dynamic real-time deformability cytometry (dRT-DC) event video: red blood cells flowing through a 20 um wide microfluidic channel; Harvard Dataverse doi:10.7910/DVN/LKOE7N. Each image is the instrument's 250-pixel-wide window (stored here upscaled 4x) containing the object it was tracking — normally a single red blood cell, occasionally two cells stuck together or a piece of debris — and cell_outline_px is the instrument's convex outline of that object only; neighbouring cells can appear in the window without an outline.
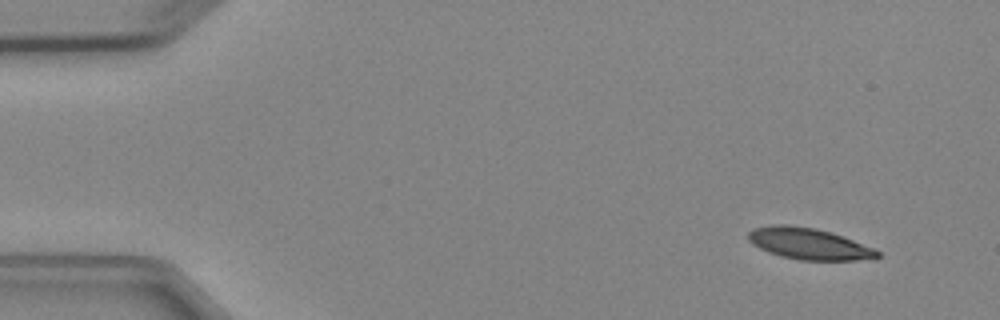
{"species": "Egyptian fruit bat (a non-hibernating species)", "species_latin": "Rousettus aegyptiacus", "temperature_condition": "cold", "stored_images_in_passage": 3, "camera_frame_rate_fps": 3000, "um_per_image_px": 0.085, "animal": {"sex": "female"}, "frame": {"image": 1, "passage_image": 1, "time_ms": 0.0, "image_size_px": [1000, 320], "cell_outline_px": [[880, 256], [856, 260], [800, 260], [780, 256], [768, 252], [752, 244], [748, 240], [748, 232], [752, 228], [772, 224], [788, 224], [816, 228], [876, 248], [880, 252]], "centroid_in_image_um": [68.7, 20.71], "position_along_channel_um": 16.3, "area_um2": 23.58}}
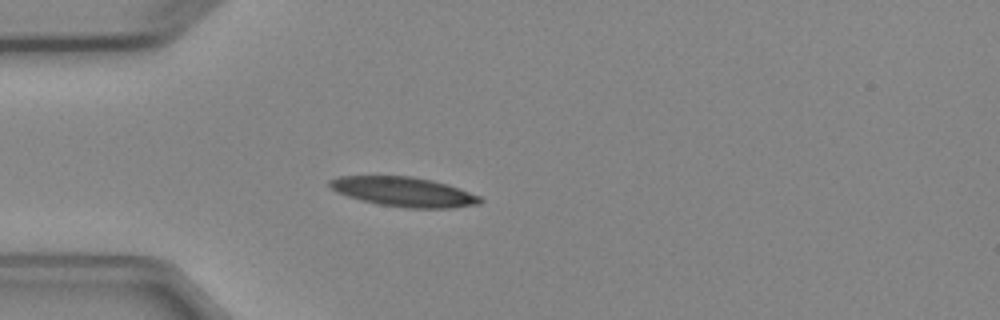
{"frame": {"image": 2, "passage_image": 3, "time_ms": 3.333, "image_size_px": [1000, 320], "cell_outline_px": [[484, 200], [480, 204], [452, 208], [408, 208], [380, 204], [348, 196], [336, 192], [328, 184], [328, 180], [340, 176], [412, 176], [432, 180], [448, 184], [480, 196]], "centroid_in_image_um": [34.36, 16.3], "position_along_channel_um": 50.6, "area_um2": 25.84}}